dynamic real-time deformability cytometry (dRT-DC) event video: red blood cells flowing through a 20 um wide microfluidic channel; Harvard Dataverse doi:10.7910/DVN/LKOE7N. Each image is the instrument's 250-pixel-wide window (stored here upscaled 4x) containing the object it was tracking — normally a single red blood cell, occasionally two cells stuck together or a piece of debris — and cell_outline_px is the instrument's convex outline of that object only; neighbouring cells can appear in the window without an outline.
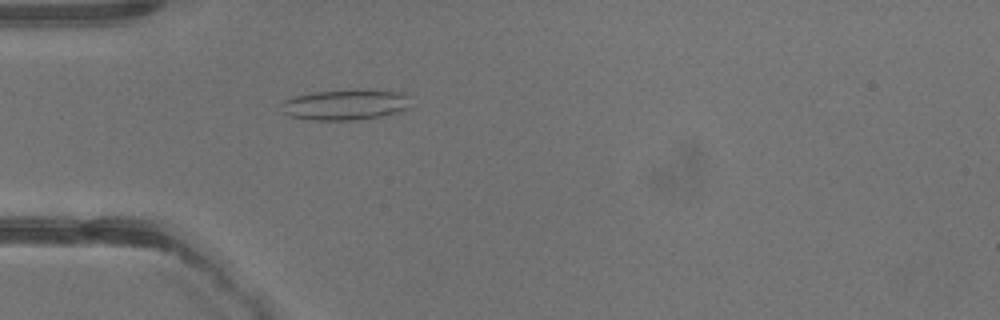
{"species": "common noctule bat (a hibernating species)", "species_latin": "Nyctalus noctula", "temperature_condition": "warm", "stored_images_in_passage": 40, "camera_frame_rate_fps": 3000, "um_per_image_px": 0.085, "animal": {"sex": "male", "body_mass_g": 13.3}, "frame": {"image": 1, "passage_image": 12, "time_ms": 3.667, "image_size_px": [1000, 320], "cell_outline_px": [[408, 108], [384, 116], [352, 120], [312, 120], [288, 116], [280, 112], [280, 104], [284, 100], [296, 96], [316, 92], [348, 88], [360, 88], [400, 92], [408, 96]], "centroid_in_image_um": [29.3, 8.88], "position_along_channel_um": 55.7, "area_um2": 23.52}}
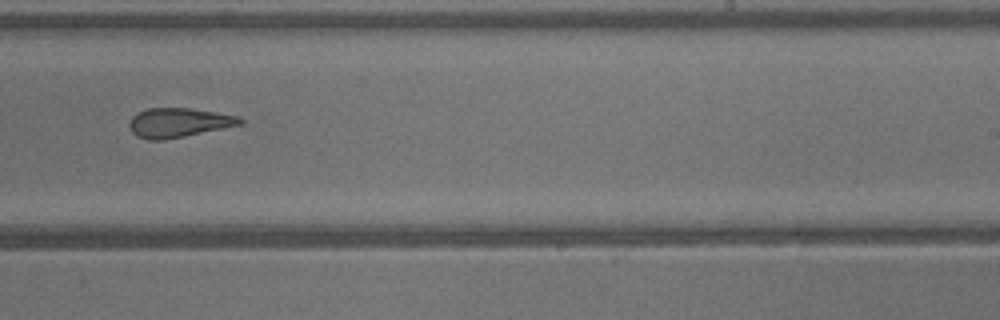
{"frame": {"image": 2, "passage_image": 25, "time_ms": 8.0, "image_size_px": [1000, 320], "cell_outline_px": [[244, 124], [164, 140], [148, 140], [136, 136], [132, 132], [128, 124], [132, 116], [148, 108], [188, 108], [216, 112], [236, 116], [244, 120]], "centroid_in_image_um": [15.17, 10.43], "position_along_channel_um": 273.8, "area_um2": 18.84}}
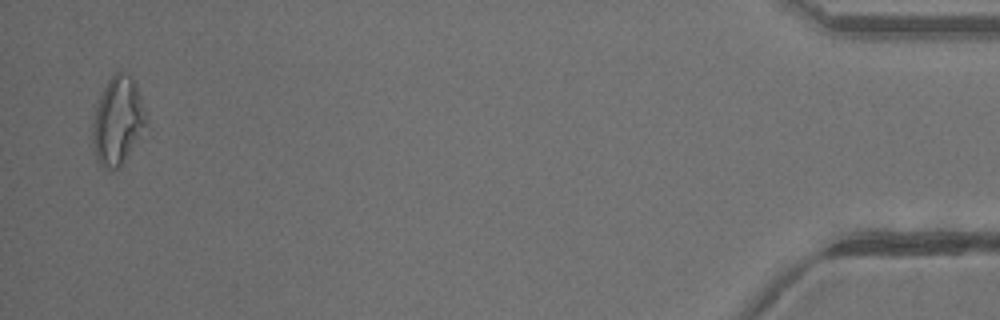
{"frame": {"image": 3, "passage_image": 39, "time_ms": 12.667, "image_size_px": [1000, 320], "cell_outline_px": [[144, 124], [120, 168], [104, 168], [96, 160], [92, 140], [92, 124], [96, 104], [108, 80], [116, 72], [120, 72], [132, 76], [140, 96], [144, 112]], "centroid_in_image_um": [9.93, 10.26], "position_along_channel_um": 425.3, "area_um2": 26.41}}